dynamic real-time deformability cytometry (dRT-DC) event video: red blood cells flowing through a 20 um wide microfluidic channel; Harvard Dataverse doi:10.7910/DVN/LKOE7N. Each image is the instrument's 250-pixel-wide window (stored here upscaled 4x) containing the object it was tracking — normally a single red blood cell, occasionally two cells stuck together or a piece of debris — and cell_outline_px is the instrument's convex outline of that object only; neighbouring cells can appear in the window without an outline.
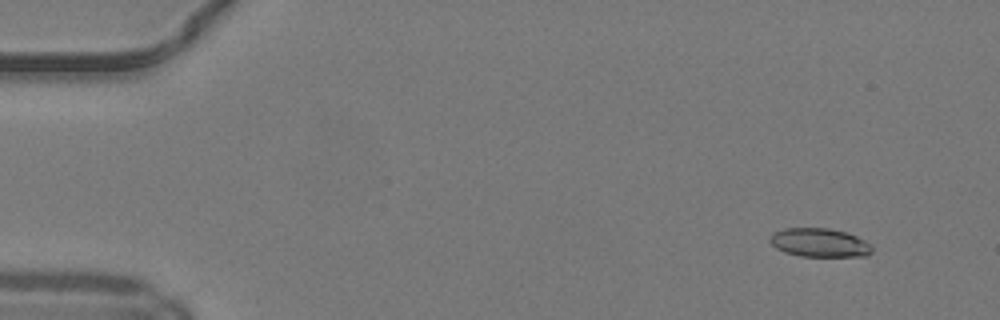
{"species": "common noctule bat (a hibernating species)", "species_latin": "Nyctalus noctula", "temperature_condition": "warm", "stored_images_in_passage": 50, "camera_frame_rate_fps": 3000, "um_per_image_px": 0.085, "animal": {"sex": "male", "body_mass_g": 19.2, "forearm_length_mm": 51.8}, "frame": {"image": 1, "passage_image": 5, "time_ms": 1.333, "image_size_px": [1000, 320], "cell_outline_px": [[872, 252], [868, 256], [800, 256], [784, 252], [776, 248], [768, 240], [772, 232], [784, 228], [828, 228], [844, 232], [856, 236], [872, 244]], "centroid_in_image_um": [69.64, 20.62], "position_along_channel_um": 15.4, "area_um2": 17.17}}
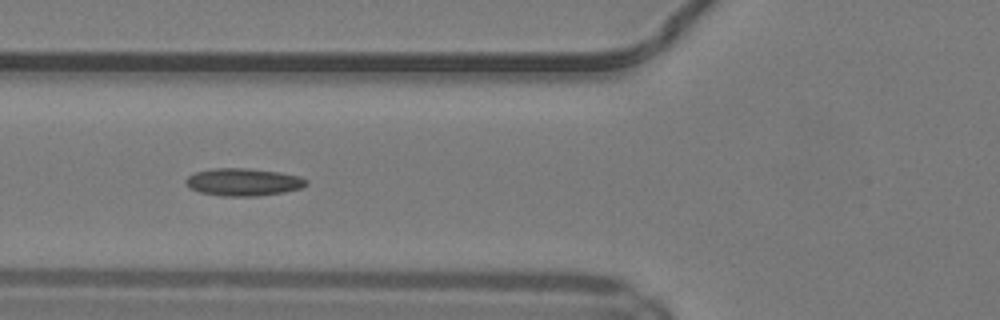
{"frame": {"image": 2, "passage_image": 20, "time_ms": 6.333, "image_size_px": [1000, 320], "cell_outline_px": [[308, 184], [300, 188], [284, 192], [256, 196], [220, 196], [200, 192], [188, 188], [184, 184], [184, 180], [188, 176], [196, 172], [212, 168], [244, 168], [276, 172], [300, 176], [308, 180]], "centroid_in_image_um": [20.63, 15.48], "position_along_channel_um": 105.2, "area_um2": 19.36}}
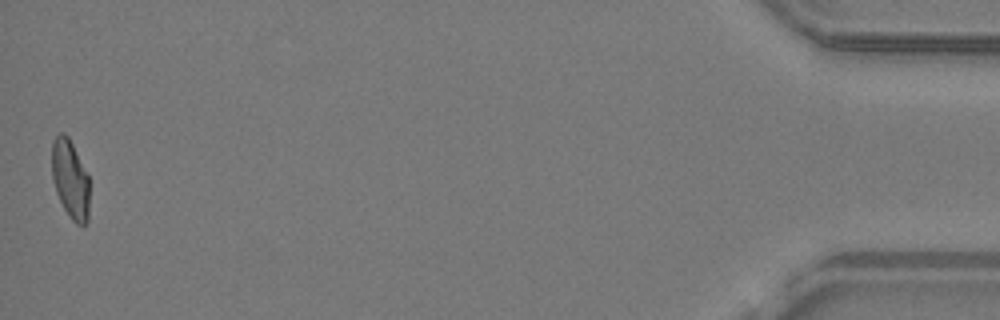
{"frame": {"image": 3, "passage_image": 50, "time_ms": 16.333, "image_size_px": [1000, 320], "cell_outline_px": [[88, 220], [84, 224], [76, 224], [72, 220], [64, 208], [56, 192], [52, 180], [52, 140], [60, 132], [64, 132], [68, 136], [88, 176]], "centroid_in_image_um": [5.94, 15.21], "position_along_channel_um": 429.3, "area_um2": 16.99}, "authors_computed_cell_mechanics": {"area_um2": 17.9758, "velocity_mm_per_s": 4.1906, "shape_relaxation_time_tau1_ms": 8.4014, "shape_relaxation_time_tau2_ms": 1.6903, "deformation_change_tau1": 0.2123, "deformation_change_tau2": 0.0833}}